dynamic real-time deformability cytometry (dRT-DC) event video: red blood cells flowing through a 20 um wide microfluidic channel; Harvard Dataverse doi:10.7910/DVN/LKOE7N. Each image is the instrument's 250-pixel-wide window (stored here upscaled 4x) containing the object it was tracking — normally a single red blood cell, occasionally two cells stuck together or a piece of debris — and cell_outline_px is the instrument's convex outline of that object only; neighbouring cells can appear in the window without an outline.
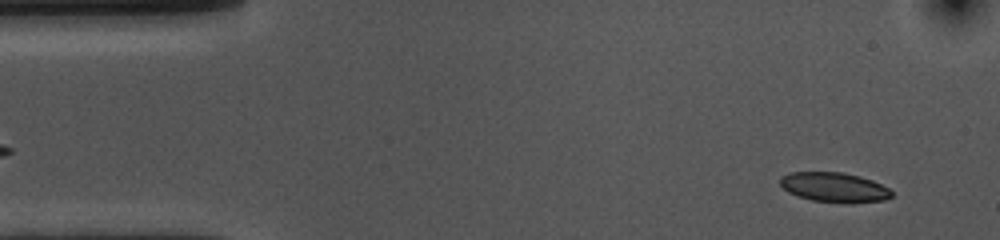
{"species": "common noctule bat (a hibernating species)", "species_latin": "Nyctalus noctula", "temperature_condition": "cold", "stored_images_in_passage": 53, "camera_frame_rate_fps": 3000, "um_per_image_px": 0.085, "animal": {"sex": "female", "body_mass_g": 10.0, "forearm_length_mm": 53.1}, "frame": {"image": 1, "passage_image": 3, "time_ms": 0.667, "image_size_px": [1000, 240], "cell_outline_px": [[892, 196], [884, 200], [852, 204], [848, 204], [812, 200], [788, 192], [780, 184], [780, 176], [792, 172], [844, 172], [860, 176], [872, 180], [888, 188], [892, 192]], "centroid_in_image_um": [70.93, 15.93], "position_along_channel_um": 14.1, "area_um2": 19.42}}
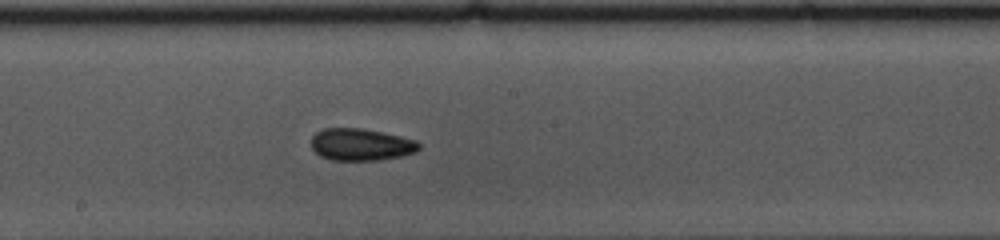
{"frame": {"image": 2, "passage_image": 27, "time_ms": 8.667, "image_size_px": [1000, 240], "cell_outline_px": [[420, 148], [416, 152], [400, 156], [376, 160], [332, 160], [320, 156], [312, 148], [312, 136], [316, 132], [324, 128], [360, 128], [384, 132], [416, 140], [420, 144]], "centroid_in_image_um": [30.68, 12.28], "position_along_channel_um": 217.5, "area_um2": 20.11}}
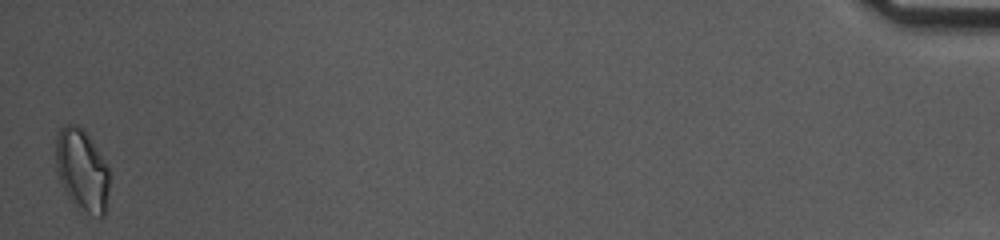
{"frame": {"image": 3, "passage_image": 53, "time_ms": 17.333, "image_size_px": [1000, 240], "cell_outline_px": [[108, 188], [104, 216], [100, 216], [80, 212], [72, 204], [60, 180], [56, 168], [56, 136], [60, 128], [64, 124], [76, 124], [88, 136], [96, 148], [108, 168]], "centroid_in_image_um": [6.94, 14.48], "position_along_channel_um": 428.3, "area_um2": 25.32}, "authors_computed_cell_mechanics": {"area_um2": 20.1144, "velocity_mm_per_s": 3.586, "shape_relaxation_time_tau1_ms": 10.3603, "shape_relaxation_time_tau2_ms": 5.2326, "deformation_change_tau1": 0.1693, "deformation_change_tau2": 0.0931}}